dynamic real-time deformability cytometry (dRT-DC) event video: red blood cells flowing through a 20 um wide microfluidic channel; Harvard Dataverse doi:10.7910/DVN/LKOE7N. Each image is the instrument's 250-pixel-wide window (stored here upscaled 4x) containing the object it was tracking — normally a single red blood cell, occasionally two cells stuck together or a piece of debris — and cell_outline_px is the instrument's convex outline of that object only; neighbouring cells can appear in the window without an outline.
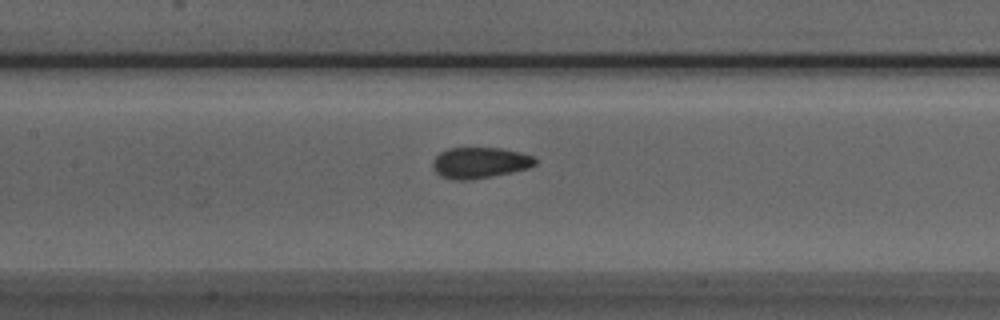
{"species": "Egyptian fruit bat (a non-hibernating species)", "species_latin": "Rousettus aegyptiacus", "temperature_condition": "room temperature", "stored_images_in_passage": 28, "camera_frame_rate_fps": 3000, "um_per_image_px": 0.085, "animal": {"sex": "male"}, "frame": {"image": 1, "passage_image": 10, "time_ms": 3.0, "image_size_px": [1000, 320], "cell_outline_px": [[536, 164], [528, 168], [512, 172], [472, 180], [452, 180], [440, 176], [432, 168], [432, 160], [440, 152], [448, 148], [500, 148], [520, 152], [532, 156], [536, 160]], "centroid_in_image_um": [40.74, 13.84], "position_along_channel_um": 166.7, "area_um2": 18.61}}
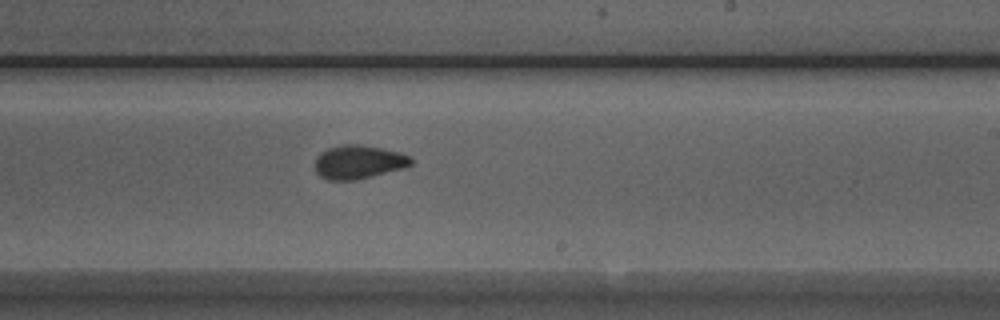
{"frame": {"image": 2, "passage_image": 17, "time_ms": 5.333, "image_size_px": [1000, 320], "cell_outline_px": [[412, 164], [404, 168], [356, 180], [328, 180], [320, 176], [316, 172], [316, 160], [328, 148], [340, 144], [356, 144], [380, 148], [400, 152], [412, 156]], "centroid_in_image_um": [30.52, 13.77], "position_along_channel_um": 258.5, "area_um2": 18.67}}
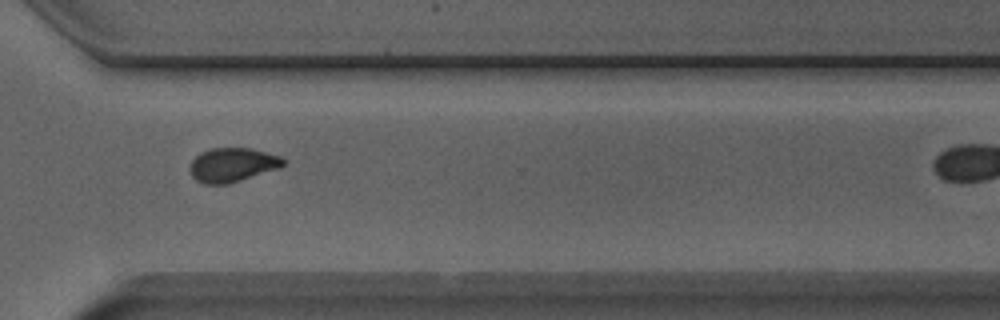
{"frame": {"image": 3, "passage_image": 24, "time_ms": 7.667, "image_size_px": [1000, 320], "cell_outline_px": [[288, 160], [280, 168], [228, 184], [204, 184], [196, 180], [192, 176], [188, 168], [192, 160], [200, 152], [212, 148], [252, 148], [280, 156]], "centroid_in_image_um": [19.76, 14.01], "position_along_channel_um": 350.8, "area_um2": 18.73}}